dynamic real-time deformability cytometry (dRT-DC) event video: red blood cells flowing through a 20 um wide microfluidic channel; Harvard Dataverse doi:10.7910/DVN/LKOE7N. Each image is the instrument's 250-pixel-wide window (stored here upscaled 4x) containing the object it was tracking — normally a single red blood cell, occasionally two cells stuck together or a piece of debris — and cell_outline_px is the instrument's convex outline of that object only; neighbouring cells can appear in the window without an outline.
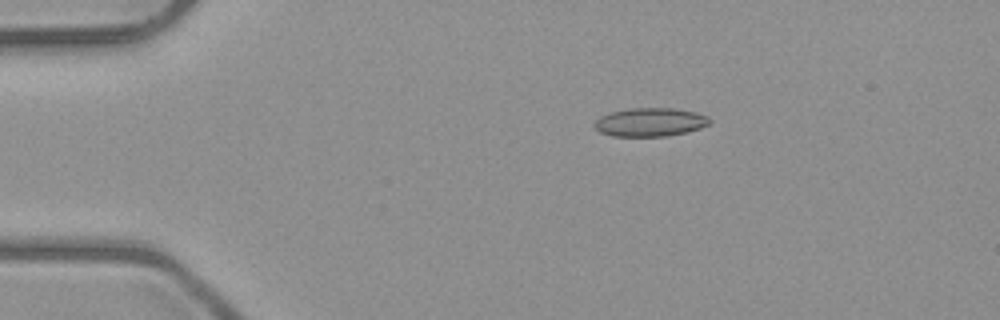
{"species": "common noctule bat (a hibernating species)", "species_latin": "Nyctalus noctula", "temperature_condition": "room temperature", "stored_images_in_passage": 7, "camera_frame_rate_fps": 3000, "um_per_image_px": 0.085, "animal": {"sex": "male", "body_mass_g": 23.1, "forearm_length_mm": 52.7}, "frame": {"image": 1, "passage_image": 3, "time_ms": 2.333, "image_size_px": [1000, 320], "cell_outline_px": [[712, 120], [708, 124], [700, 128], [688, 132], [668, 136], [612, 136], [600, 132], [592, 124], [600, 116], [608, 112], [628, 108], [672, 108], [696, 112], [708, 116]], "centroid_in_image_um": [55.25, 10.38], "position_along_channel_um": 29.8, "area_um2": 19.36}}
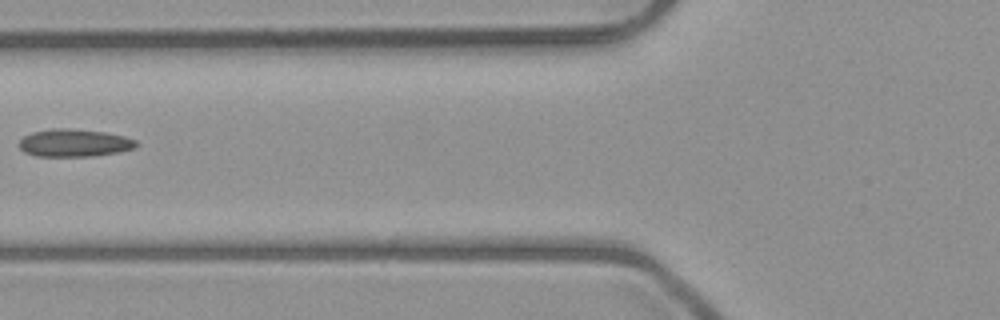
{"frame": {"image": 2, "passage_image": 6, "time_ms": 6.0, "image_size_px": [1000, 320], "cell_outline_px": [[140, 144], [136, 148], [120, 152], [92, 156], [36, 156], [24, 152], [20, 148], [20, 140], [24, 136], [32, 132], [52, 128], [68, 128], [104, 132], [124, 136], [136, 140]], "centroid_in_image_um": [6.35, 12.15], "position_along_channel_um": 119.5, "area_um2": 18.96}}
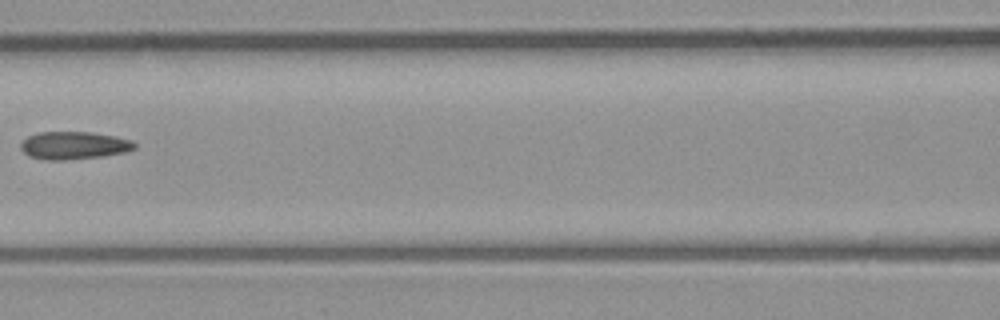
{"frame": {"image": 3, "passage_image": 7, "time_ms": 7.0, "image_size_px": [1000, 320], "cell_outline_px": [[136, 148], [124, 152], [100, 156], [60, 160], [48, 160], [28, 156], [20, 148], [20, 144], [28, 136], [40, 132], [92, 132], [116, 136], [132, 140], [136, 144]], "centroid_in_image_um": [6.28, 12.35], "position_along_channel_um": 160.3, "area_um2": 18.26}}